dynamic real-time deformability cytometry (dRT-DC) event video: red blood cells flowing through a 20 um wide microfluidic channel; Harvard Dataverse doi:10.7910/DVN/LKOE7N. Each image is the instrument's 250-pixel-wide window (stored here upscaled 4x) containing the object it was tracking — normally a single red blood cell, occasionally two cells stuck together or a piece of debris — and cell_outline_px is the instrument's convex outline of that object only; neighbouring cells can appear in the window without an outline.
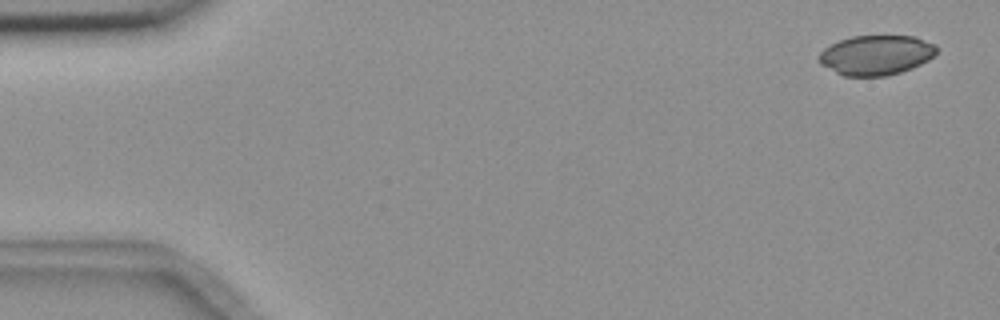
{"species": "common noctule bat (a hibernating species)", "species_latin": "Nyctalus noctula", "temperature_condition": "room temperature", "stored_images_in_passage": 4, "camera_frame_rate_fps": 3000, "um_per_image_px": 0.085, "animal": {"sex": "female", "body_mass_g": 18.4}, "frame": {"image": 1, "passage_image": 1, "time_ms": 0.0, "image_size_px": [1000, 320], "cell_outline_px": [[936, 52], [928, 60], [912, 68], [888, 76], [844, 76], [820, 64], [820, 52], [824, 48], [840, 40], [852, 36], [916, 36], [936, 44]], "centroid_in_image_um": [74.49, 4.68], "position_along_channel_um": 10.5, "area_um2": 27.17}}